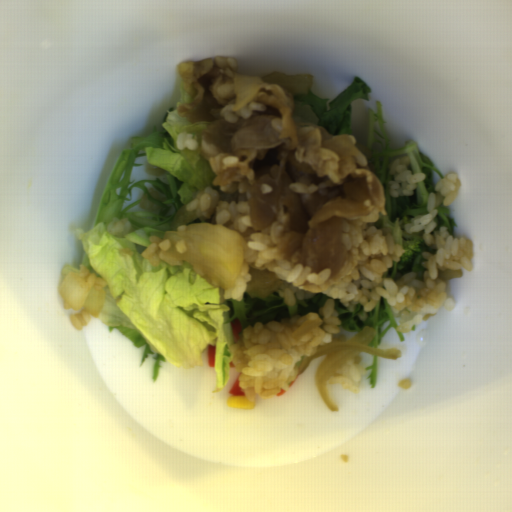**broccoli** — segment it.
I'll use <instances>...</instances> for the list:
<instances>
[{
  "mask_svg": "<svg viewBox=\"0 0 512 512\" xmlns=\"http://www.w3.org/2000/svg\"><path fill=\"white\" fill-rule=\"evenodd\" d=\"M407 220L406 216L401 220H391L386 215H382L377 222H373L380 228H388L394 243L404 248V253L397 262L398 269L406 268L413 262L424 242L420 234L406 231Z\"/></svg>",
  "mask_w": 512,
  "mask_h": 512,
  "instance_id": "broccoli-1",
  "label": "broccoli"
}]
</instances>
